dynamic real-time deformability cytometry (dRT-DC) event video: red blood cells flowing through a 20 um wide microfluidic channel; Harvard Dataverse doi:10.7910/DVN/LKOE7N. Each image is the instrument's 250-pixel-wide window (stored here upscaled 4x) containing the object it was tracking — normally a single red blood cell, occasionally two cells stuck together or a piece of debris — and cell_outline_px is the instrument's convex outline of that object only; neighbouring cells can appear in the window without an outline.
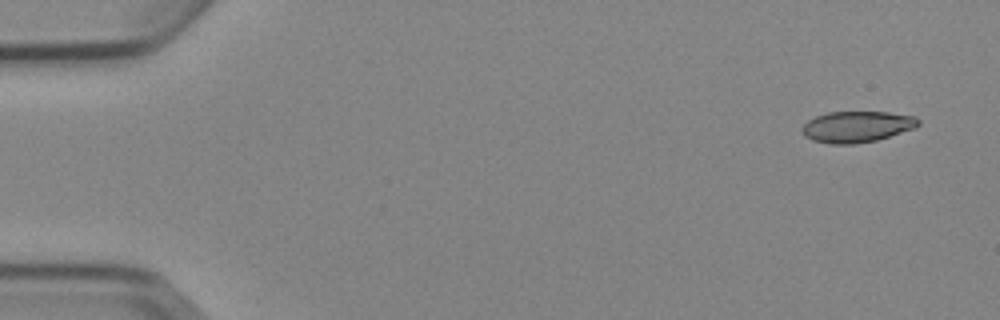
{"species": "Egyptian fruit bat (a non-hibernating species)", "species_latin": "Rousettus aegyptiacus", "temperature_condition": "cold", "stored_images_in_passage": 7, "camera_frame_rate_fps": 3000, "um_per_image_px": 0.085, "animal": {"sex": "female"}, "frame": {"image": 1, "passage_image": 1, "time_ms": 0.0, "image_size_px": [1000, 320], "cell_outline_px": [[920, 124], [916, 128], [876, 140], [852, 144], [828, 144], [812, 140], [804, 136], [804, 124], [808, 120], [816, 116], [828, 112], [888, 112], [916, 116], [920, 120]], "centroid_in_image_um": [72.87, 10.77], "position_along_channel_um": 12.1, "area_um2": 21.1}}
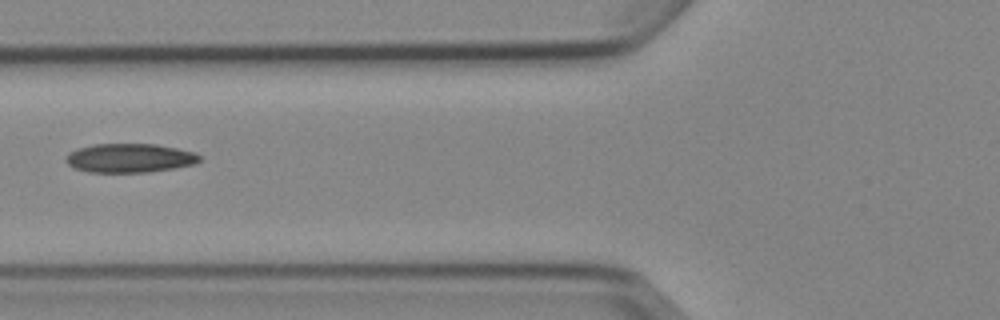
{"frame": {"image": 2, "passage_image": 6, "time_ms": 6.0, "image_size_px": [1000, 320], "cell_outline_px": [[200, 160], [196, 164], [176, 168], [148, 172], [88, 172], [72, 168], [64, 160], [68, 152], [76, 148], [92, 144], [156, 144], [196, 152], [200, 156]], "centroid_in_image_um": [11.0, 13.43], "position_along_channel_um": 114.8, "area_um2": 22.89}}
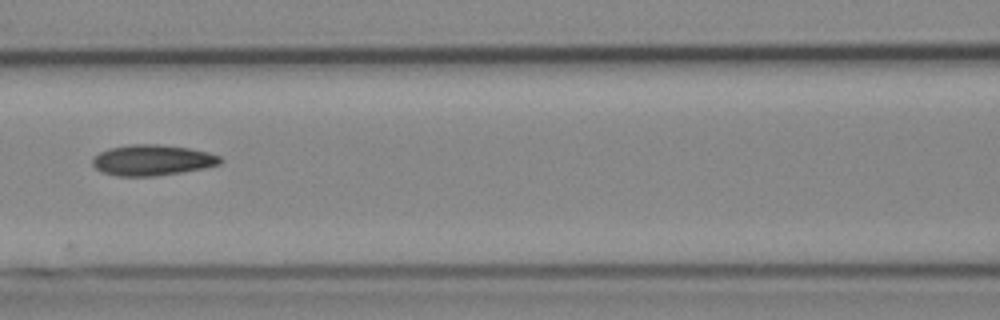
{"frame": {"image": 3, "passage_image": 7, "time_ms": 7.0, "image_size_px": [1000, 320], "cell_outline_px": [[224, 160], [220, 164], [204, 168], [156, 176], [116, 176], [100, 172], [92, 164], [92, 156], [108, 148], [128, 144], [160, 144], [188, 148], [208, 152], [220, 156]], "centroid_in_image_um": [12.91, 13.61], "position_along_channel_um": 153.7, "area_um2": 23.12}}